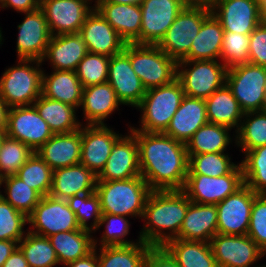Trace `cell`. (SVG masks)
<instances>
[{
    "instance_id": "23",
    "label": "cell",
    "mask_w": 266,
    "mask_h": 267,
    "mask_svg": "<svg viewBox=\"0 0 266 267\" xmlns=\"http://www.w3.org/2000/svg\"><path fill=\"white\" fill-rule=\"evenodd\" d=\"M36 153L53 171L80 164L81 128L69 133L54 134Z\"/></svg>"
},
{
    "instance_id": "18",
    "label": "cell",
    "mask_w": 266,
    "mask_h": 267,
    "mask_svg": "<svg viewBox=\"0 0 266 267\" xmlns=\"http://www.w3.org/2000/svg\"><path fill=\"white\" fill-rule=\"evenodd\" d=\"M122 136L106 125L81 126L80 164L95 175L104 169L114 143Z\"/></svg>"
},
{
    "instance_id": "31",
    "label": "cell",
    "mask_w": 266,
    "mask_h": 267,
    "mask_svg": "<svg viewBox=\"0 0 266 267\" xmlns=\"http://www.w3.org/2000/svg\"><path fill=\"white\" fill-rule=\"evenodd\" d=\"M205 103L208 123L236 128L235 132L238 130L244 112L227 84L214 91Z\"/></svg>"
},
{
    "instance_id": "34",
    "label": "cell",
    "mask_w": 266,
    "mask_h": 267,
    "mask_svg": "<svg viewBox=\"0 0 266 267\" xmlns=\"http://www.w3.org/2000/svg\"><path fill=\"white\" fill-rule=\"evenodd\" d=\"M162 247L180 267H218L210 242L174 238Z\"/></svg>"
},
{
    "instance_id": "16",
    "label": "cell",
    "mask_w": 266,
    "mask_h": 267,
    "mask_svg": "<svg viewBox=\"0 0 266 267\" xmlns=\"http://www.w3.org/2000/svg\"><path fill=\"white\" fill-rule=\"evenodd\" d=\"M210 245L218 267H250L266 255L248 235L216 234Z\"/></svg>"
},
{
    "instance_id": "37",
    "label": "cell",
    "mask_w": 266,
    "mask_h": 267,
    "mask_svg": "<svg viewBox=\"0 0 266 267\" xmlns=\"http://www.w3.org/2000/svg\"><path fill=\"white\" fill-rule=\"evenodd\" d=\"M232 129L219 124L207 123L201 126L186 143L187 154L219 153L226 151L232 138Z\"/></svg>"
},
{
    "instance_id": "42",
    "label": "cell",
    "mask_w": 266,
    "mask_h": 267,
    "mask_svg": "<svg viewBox=\"0 0 266 267\" xmlns=\"http://www.w3.org/2000/svg\"><path fill=\"white\" fill-rule=\"evenodd\" d=\"M15 175L42 197L49 195L52 187L53 170L36 152H33Z\"/></svg>"
},
{
    "instance_id": "5",
    "label": "cell",
    "mask_w": 266,
    "mask_h": 267,
    "mask_svg": "<svg viewBox=\"0 0 266 267\" xmlns=\"http://www.w3.org/2000/svg\"><path fill=\"white\" fill-rule=\"evenodd\" d=\"M16 62L0 78V95L10 108L33 105L41 96L42 62L34 59Z\"/></svg>"
},
{
    "instance_id": "43",
    "label": "cell",
    "mask_w": 266,
    "mask_h": 267,
    "mask_svg": "<svg viewBox=\"0 0 266 267\" xmlns=\"http://www.w3.org/2000/svg\"><path fill=\"white\" fill-rule=\"evenodd\" d=\"M229 156L224 152L188 154V174H202L211 177L229 174L238 165L232 162Z\"/></svg>"
},
{
    "instance_id": "15",
    "label": "cell",
    "mask_w": 266,
    "mask_h": 267,
    "mask_svg": "<svg viewBox=\"0 0 266 267\" xmlns=\"http://www.w3.org/2000/svg\"><path fill=\"white\" fill-rule=\"evenodd\" d=\"M140 44L157 45L186 7L182 0H143Z\"/></svg>"
},
{
    "instance_id": "3",
    "label": "cell",
    "mask_w": 266,
    "mask_h": 267,
    "mask_svg": "<svg viewBox=\"0 0 266 267\" xmlns=\"http://www.w3.org/2000/svg\"><path fill=\"white\" fill-rule=\"evenodd\" d=\"M151 191L141 176L125 180L97 181L95 189L100 200L101 213L139 217L141 220Z\"/></svg>"
},
{
    "instance_id": "21",
    "label": "cell",
    "mask_w": 266,
    "mask_h": 267,
    "mask_svg": "<svg viewBox=\"0 0 266 267\" xmlns=\"http://www.w3.org/2000/svg\"><path fill=\"white\" fill-rule=\"evenodd\" d=\"M141 176L139 166V147L136 137L129 131L113 145L104 169L97 181L125 180Z\"/></svg>"
},
{
    "instance_id": "36",
    "label": "cell",
    "mask_w": 266,
    "mask_h": 267,
    "mask_svg": "<svg viewBox=\"0 0 266 267\" xmlns=\"http://www.w3.org/2000/svg\"><path fill=\"white\" fill-rule=\"evenodd\" d=\"M152 247L142 241L132 245L100 246L97 248L99 267H144Z\"/></svg>"
},
{
    "instance_id": "22",
    "label": "cell",
    "mask_w": 266,
    "mask_h": 267,
    "mask_svg": "<svg viewBox=\"0 0 266 267\" xmlns=\"http://www.w3.org/2000/svg\"><path fill=\"white\" fill-rule=\"evenodd\" d=\"M79 33L86 42L89 53L112 57L121 53L126 45L96 8L88 14Z\"/></svg>"
},
{
    "instance_id": "63",
    "label": "cell",
    "mask_w": 266,
    "mask_h": 267,
    "mask_svg": "<svg viewBox=\"0 0 266 267\" xmlns=\"http://www.w3.org/2000/svg\"><path fill=\"white\" fill-rule=\"evenodd\" d=\"M252 1L256 2L260 7H262L266 3V0H252Z\"/></svg>"
},
{
    "instance_id": "12",
    "label": "cell",
    "mask_w": 266,
    "mask_h": 267,
    "mask_svg": "<svg viewBox=\"0 0 266 267\" xmlns=\"http://www.w3.org/2000/svg\"><path fill=\"white\" fill-rule=\"evenodd\" d=\"M93 0H42L43 10L52 36L79 33L88 14L95 8Z\"/></svg>"
},
{
    "instance_id": "51",
    "label": "cell",
    "mask_w": 266,
    "mask_h": 267,
    "mask_svg": "<svg viewBox=\"0 0 266 267\" xmlns=\"http://www.w3.org/2000/svg\"><path fill=\"white\" fill-rule=\"evenodd\" d=\"M248 63L266 67V26L259 24L250 34Z\"/></svg>"
},
{
    "instance_id": "46",
    "label": "cell",
    "mask_w": 266,
    "mask_h": 267,
    "mask_svg": "<svg viewBox=\"0 0 266 267\" xmlns=\"http://www.w3.org/2000/svg\"><path fill=\"white\" fill-rule=\"evenodd\" d=\"M110 57L103 54L87 53L75 70L83 88L108 82Z\"/></svg>"
},
{
    "instance_id": "17",
    "label": "cell",
    "mask_w": 266,
    "mask_h": 267,
    "mask_svg": "<svg viewBox=\"0 0 266 267\" xmlns=\"http://www.w3.org/2000/svg\"><path fill=\"white\" fill-rule=\"evenodd\" d=\"M108 83L112 86L118 100L123 105L137 107L141 103L146 89L132 69L129 59V43H126L121 53L110 57Z\"/></svg>"
},
{
    "instance_id": "26",
    "label": "cell",
    "mask_w": 266,
    "mask_h": 267,
    "mask_svg": "<svg viewBox=\"0 0 266 267\" xmlns=\"http://www.w3.org/2000/svg\"><path fill=\"white\" fill-rule=\"evenodd\" d=\"M97 175L82 164L58 168L53 171L49 195L67 200L75 195L95 192Z\"/></svg>"
},
{
    "instance_id": "28",
    "label": "cell",
    "mask_w": 266,
    "mask_h": 267,
    "mask_svg": "<svg viewBox=\"0 0 266 267\" xmlns=\"http://www.w3.org/2000/svg\"><path fill=\"white\" fill-rule=\"evenodd\" d=\"M93 5L126 43L140 44L142 13L139 5L112 3Z\"/></svg>"
},
{
    "instance_id": "10",
    "label": "cell",
    "mask_w": 266,
    "mask_h": 267,
    "mask_svg": "<svg viewBox=\"0 0 266 267\" xmlns=\"http://www.w3.org/2000/svg\"><path fill=\"white\" fill-rule=\"evenodd\" d=\"M244 185L241 164L220 177L202 174H187L183 192L191 202L197 204H218Z\"/></svg>"
},
{
    "instance_id": "8",
    "label": "cell",
    "mask_w": 266,
    "mask_h": 267,
    "mask_svg": "<svg viewBox=\"0 0 266 267\" xmlns=\"http://www.w3.org/2000/svg\"><path fill=\"white\" fill-rule=\"evenodd\" d=\"M266 67L245 63L227 70L226 84L241 110L261 111L265 99Z\"/></svg>"
},
{
    "instance_id": "55",
    "label": "cell",
    "mask_w": 266,
    "mask_h": 267,
    "mask_svg": "<svg viewBox=\"0 0 266 267\" xmlns=\"http://www.w3.org/2000/svg\"><path fill=\"white\" fill-rule=\"evenodd\" d=\"M2 267H29L21 249L17 247Z\"/></svg>"
},
{
    "instance_id": "62",
    "label": "cell",
    "mask_w": 266,
    "mask_h": 267,
    "mask_svg": "<svg viewBox=\"0 0 266 267\" xmlns=\"http://www.w3.org/2000/svg\"><path fill=\"white\" fill-rule=\"evenodd\" d=\"M264 86H265V91H266V83ZM261 111L266 113V93H265V99H264V103H263Z\"/></svg>"
},
{
    "instance_id": "50",
    "label": "cell",
    "mask_w": 266,
    "mask_h": 267,
    "mask_svg": "<svg viewBox=\"0 0 266 267\" xmlns=\"http://www.w3.org/2000/svg\"><path fill=\"white\" fill-rule=\"evenodd\" d=\"M247 235L266 254V194L254 197Z\"/></svg>"
},
{
    "instance_id": "14",
    "label": "cell",
    "mask_w": 266,
    "mask_h": 267,
    "mask_svg": "<svg viewBox=\"0 0 266 267\" xmlns=\"http://www.w3.org/2000/svg\"><path fill=\"white\" fill-rule=\"evenodd\" d=\"M6 133L26 144L33 152L54 135L34 105L10 108Z\"/></svg>"
},
{
    "instance_id": "35",
    "label": "cell",
    "mask_w": 266,
    "mask_h": 267,
    "mask_svg": "<svg viewBox=\"0 0 266 267\" xmlns=\"http://www.w3.org/2000/svg\"><path fill=\"white\" fill-rule=\"evenodd\" d=\"M33 105L54 134L73 132L82 126V122L77 120L75 107L42 95Z\"/></svg>"
},
{
    "instance_id": "20",
    "label": "cell",
    "mask_w": 266,
    "mask_h": 267,
    "mask_svg": "<svg viewBox=\"0 0 266 267\" xmlns=\"http://www.w3.org/2000/svg\"><path fill=\"white\" fill-rule=\"evenodd\" d=\"M24 14V20L17 26V57L42 61L52 36L44 12L39 7Z\"/></svg>"
},
{
    "instance_id": "53",
    "label": "cell",
    "mask_w": 266,
    "mask_h": 267,
    "mask_svg": "<svg viewBox=\"0 0 266 267\" xmlns=\"http://www.w3.org/2000/svg\"><path fill=\"white\" fill-rule=\"evenodd\" d=\"M13 8L19 13L31 12L40 7L39 0H0V8Z\"/></svg>"
},
{
    "instance_id": "47",
    "label": "cell",
    "mask_w": 266,
    "mask_h": 267,
    "mask_svg": "<svg viewBox=\"0 0 266 267\" xmlns=\"http://www.w3.org/2000/svg\"><path fill=\"white\" fill-rule=\"evenodd\" d=\"M32 154L26 144L6 136L0 151V174L3 177L15 175Z\"/></svg>"
},
{
    "instance_id": "4",
    "label": "cell",
    "mask_w": 266,
    "mask_h": 267,
    "mask_svg": "<svg viewBox=\"0 0 266 267\" xmlns=\"http://www.w3.org/2000/svg\"><path fill=\"white\" fill-rule=\"evenodd\" d=\"M184 96L185 93L177 79L170 84L146 90L141 103L136 107L142 113L139 125L141 127L130 126L129 130L164 133Z\"/></svg>"
},
{
    "instance_id": "29",
    "label": "cell",
    "mask_w": 266,
    "mask_h": 267,
    "mask_svg": "<svg viewBox=\"0 0 266 267\" xmlns=\"http://www.w3.org/2000/svg\"><path fill=\"white\" fill-rule=\"evenodd\" d=\"M217 223V207L215 204L191 202L176 238L187 241L210 242L217 234Z\"/></svg>"
},
{
    "instance_id": "45",
    "label": "cell",
    "mask_w": 266,
    "mask_h": 267,
    "mask_svg": "<svg viewBox=\"0 0 266 267\" xmlns=\"http://www.w3.org/2000/svg\"><path fill=\"white\" fill-rule=\"evenodd\" d=\"M126 216L113 215L109 213H102L101 219L99 221L98 229L101 226H105V231L101 236L100 243H97L96 237H94V247L98 245L103 246H116V245H132L141 242L139 238L135 241L126 240V236L130 233V222L127 220ZM98 244V245H97Z\"/></svg>"
},
{
    "instance_id": "32",
    "label": "cell",
    "mask_w": 266,
    "mask_h": 267,
    "mask_svg": "<svg viewBox=\"0 0 266 267\" xmlns=\"http://www.w3.org/2000/svg\"><path fill=\"white\" fill-rule=\"evenodd\" d=\"M224 30L211 13L202 23L192 41L189 53L182 60H218L223 45Z\"/></svg>"
},
{
    "instance_id": "56",
    "label": "cell",
    "mask_w": 266,
    "mask_h": 267,
    "mask_svg": "<svg viewBox=\"0 0 266 267\" xmlns=\"http://www.w3.org/2000/svg\"><path fill=\"white\" fill-rule=\"evenodd\" d=\"M18 247L17 241L0 240V267Z\"/></svg>"
},
{
    "instance_id": "11",
    "label": "cell",
    "mask_w": 266,
    "mask_h": 267,
    "mask_svg": "<svg viewBox=\"0 0 266 267\" xmlns=\"http://www.w3.org/2000/svg\"><path fill=\"white\" fill-rule=\"evenodd\" d=\"M28 224L32 227L29 232L43 237L80 229L75 213L67 201L50 195L41 198L28 216Z\"/></svg>"
},
{
    "instance_id": "7",
    "label": "cell",
    "mask_w": 266,
    "mask_h": 267,
    "mask_svg": "<svg viewBox=\"0 0 266 267\" xmlns=\"http://www.w3.org/2000/svg\"><path fill=\"white\" fill-rule=\"evenodd\" d=\"M227 70L219 60H180L176 79L185 95L205 100L226 84Z\"/></svg>"
},
{
    "instance_id": "27",
    "label": "cell",
    "mask_w": 266,
    "mask_h": 267,
    "mask_svg": "<svg viewBox=\"0 0 266 267\" xmlns=\"http://www.w3.org/2000/svg\"><path fill=\"white\" fill-rule=\"evenodd\" d=\"M122 103L108 83L90 85L83 88L81 109L86 119L85 125H106L104 122Z\"/></svg>"
},
{
    "instance_id": "57",
    "label": "cell",
    "mask_w": 266,
    "mask_h": 267,
    "mask_svg": "<svg viewBox=\"0 0 266 267\" xmlns=\"http://www.w3.org/2000/svg\"><path fill=\"white\" fill-rule=\"evenodd\" d=\"M186 7H201L212 10L216 0H182Z\"/></svg>"
},
{
    "instance_id": "60",
    "label": "cell",
    "mask_w": 266,
    "mask_h": 267,
    "mask_svg": "<svg viewBox=\"0 0 266 267\" xmlns=\"http://www.w3.org/2000/svg\"><path fill=\"white\" fill-rule=\"evenodd\" d=\"M6 136H7L6 130L0 129V151H1L2 143Z\"/></svg>"
},
{
    "instance_id": "64",
    "label": "cell",
    "mask_w": 266,
    "mask_h": 267,
    "mask_svg": "<svg viewBox=\"0 0 266 267\" xmlns=\"http://www.w3.org/2000/svg\"><path fill=\"white\" fill-rule=\"evenodd\" d=\"M2 181H3V176L0 174V188H1V186H2ZM1 190V189H0ZM1 194H2V191L0 192V196H1Z\"/></svg>"
},
{
    "instance_id": "6",
    "label": "cell",
    "mask_w": 266,
    "mask_h": 267,
    "mask_svg": "<svg viewBox=\"0 0 266 267\" xmlns=\"http://www.w3.org/2000/svg\"><path fill=\"white\" fill-rule=\"evenodd\" d=\"M129 59L146 90L170 84L177 78V61L157 45L129 43Z\"/></svg>"
},
{
    "instance_id": "33",
    "label": "cell",
    "mask_w": 266,
    "mask_h": 267,
    "mask_svg": "<svg viewBox=\"0 0 266 267\" xmlns=\"http://www.w3.org/2000/svg\"><path fill=\"white\" fill-rule=\"evenodd\" d=\"M93 232L78 229L68 232H58L48 237L55 249L58 261L63 266L87 256L94 250Z\"/></svg>"
},
{
    "instance_id": "9",
    "label": "cell",
    "mask_w": 266,
    "mask_h": 267,
    "mask_svg": "<svg viewBox=\"0 0 266 267\" xmlns=\"http://www.w3.org/2000/svg\"><path fill=\"white\" fill-rule=\"evenodd\" d=\"M211 13L206 8L185 7L157 46L176 61L182 60L189 53L203 21Z\"/></svg>"
},
{
    "instance_id": "41",
    "label": "cell",
    "mask_w": 266,
    "mask_h": 267,
    "mask_svg": "<svg viewBox=\"0 0 266 267\" xmlns=\"http://www.w3.org/2000/svg\"><path fill=\"white\" fill-rule=\"evenodd\" d=\"M241 164L244 184L256 194H266V145L244 153Z\"/></svg>"
},
{
    "instance_id": "30",
    "label": "cell",
    "mask_w": 266,
    "mask_h": 267,
    "mask_svg": "<svg viewBox=\"0 0 266 267\" xmlns=\"http://www.w3.org/2000/svg\"><path fill=\"white\" fill-rule=\"evenodd\" d=\"M42 72L41 95L79 108L83 86L75 71L53 70L50 75Z\"/></svg>"
},
{
    "instance_id": "48",
    "label": "cell",
    "mask_w": 266,
    "mask_h": 267,
    "mask_svg": "<svg viewBox=\"0 0 266 267\" xmlns=\"http://www.w3.org/2000/svg\"><path fill=\"white\" fill-rule=\"evenodd\" d=\"M28 217L0 196V240L19 241L26 235Z\"/></svg>"
},
{
    "instance_id": "54",
    "label": "cell",
    "mask_w": 266,
    "mask_h": 267,
    "mask_svg": "<svg viewBox=\"0 0 266 267\" xmlns=\"http://www.w3.org/2000/svg\"><path fill=\"white\" fill-rule=\"evenodd\" d=\"M67 267H99L97 247L87 256L77 259L66 265Z\"/></svg>"
},
{
    "instance_id": "59",
    "label": "cell",
    "mask_w": 266,
    "mask_h": 267,
    "mask_svg": "<svg viewBox=\"0 0 266 267\" xmlns=\"http://www.w3.org/2000/svg\"><path fill=\"white\" fill-rule=\"evenodd\" d=\"M95 3H112V4H127V5H141L143 0H95Z\"/></svg>"
},
{
    "instance_id": "65",
    "label": "cell",
    "mask_w": 266,
    "mask_h": 267,
    "mask_svg": "<svg viewBox=\"0 0 266 267\" xmlns=\"http://www.w3.org/2000/svg\"><path fill=\"white\" fill-rule=\"evenodd\" d=\"M1 31H2V30H1V27H0V44H3V43H2V40H4V39H3V36H2V32H1Z\"/></svg>"
},
{
    "instance_id": "1",
    "label": "cell",
    "mask_w": 266,
    "mask_h": 267,
    "mask_svg": "<svg viewBox=\"0 0 266 267\" xmlns=\"http://www.w3.org/2000/svg\"><path fill=\"white\" fill-rule=\"evenodd\" d=\"M139 147L141 177L152 191L183 190L189 157L186 144L164 133L130 130Z\"/></svg>"
},
{
    "instance_id": "25",
    "label": "cell",
    "mask_w": 266,
    "mask_h": 267,
    "mask_svg": "<svg viewBox=\"0 0 266 267\" xmlns=\"http://www.w3.org/2000/svg\"><path fill=\"white\" fill-rule=\"evenodd\" d=\"M207 123L205 100L185 95L164 134L186 144Z\"/></svg>"
},
{
    "instance_id": "58",
    "label": "cell",
    "mask_w": 266,
    "mask_h": 267,
    "mask_svg": "<svg viewBox=\"0 0 266 267\" xmlns=\"http://www.w3.org/2000/svg\"><path fill=\"white\" fill-rule=\"evenodd\" d=\"M9 110L10 107L5 103L0 95V129L7 130Z\"/></svg>"
},
{
    "instance_id": "40",
    "label": "cell",
    "mask_w": 266,
    "mask_h": 267,
    "mask_svg": "<svg viewBox=\"0 0 266 267\" xmlns=\"http://www.w3.org/2000/svg\"><path fill=\"white\" fill-rule=\"evenodd\" d=\"M4 194H1L16 210L24 213L27 217L33 212L42 196L16 175L3 177Z\"/></svg>"
},
{
    "instance_id": "24",
    "label": "cell",
    "mask_w": 266,
    "mask_h": 267,
    "mask_svg": "<svg viewBox=\"0 0 266 267\" xmlns=\"http://www.w3.org/2000/svg\"><path fill=\"white\" fill-rule=\"evenodd\" d=\"M87 53L86 42L80 33L61 34L51 36L41 62L50 60L54 70L75 71Z\"/></svg>"
},
{
    "instance_id": "61",
    "label": "cell",
    "mask_w": 266,
    "mask_h": 267,
    "mask_svg": "<svg viewBox=\"0 0 266 267\" xmlns=\"http://www.w3.org/2000/svg\"><path fill=\"white\" fill-rule=\"evenodd\" d=\"M261 9H262V24L266 26V5H263Z\"/></svg>"
},
{
    "instance_id": "44",
    "label": "cell",
    "mask_w": 266,
    "mask_h": 267,
    "mask_svg": "<svg viewBox=\"0 0 266 267\" xmlns=\"http://www.w3.org/2000/svg\"><path fill=\"white\" fill-rule=\"evenodd\" d=\"M66 201L75 213L80 228L95 233L102 216L100 200L96 192L75 195ZM90 219H92L91 224L88 223Z\"/></svg>"
},
{
    "instance_id": "38",
    "label": "cell",
    "mask_w": 266,
    "mask_h": 267,
    "mask_svg": "<svg viewBox=\"0 0 266 267\" xmlns=\"http://www.w3.org/2000/svg\"><path fill=\"white\" fill-rule=\"evenodd\" d=\"M235 144L242 153L266 145V113L263 111L246 112L235 132Z\"/></svg>"
},
{
    "instance_id": "39",
    "label": "cell",
    "mask_w": 266,
    "mask_h": 267,
    "mask_svg": "<svg viewBox=\"0 0 266 267\" xmlns=\"http://www.w3.org/2000/svg\"><path fill=\"white\" fill-rule=\"evenodd\" d=\"M26 231L27 234L19 241L18 247L29 267H54L60 264L48 237Z\"/></svg>"
},
{
    "instance_id": "2",
    "label": "cell",
    "mask_w": 266,
    "mask_h": 267,
    "mask_svg": "<svg viewBox=\"0 0 266 267\" xmlns=\"http://www.w3.org/2000/svg\"><path fill=\"white\" fill-rule=\"evenodd\" d=\"M190 203L182 190L151 191L142 217L145 224L138 238L151 246H163L176 238Z\"/></svg>"
},
{
    "instance_id": "52",
    "label": "cell",
    "mask_w": 266,
    "mask_h": 267,
    "mask_svg": "<svg viewBox=\"0 0 266 267\" xmlns=\"http://www.w3.org/2000/svg\"><path fill=\"white\" fill-rule=\"evenodd\" d=\"M144 267H180L162 246H153L147 253Z\"/></svg>"
},
{
    "instance_id": "19",
    "label": "cell",
    "mask_w": 266,
    "mask_h": 267,
    "mask_svg": "<svg viewBox=\"0 0 266 267\" xmlns=\"http://www.w3.org/2000/svg\"><path fill=\"white\" fill-rule=\"evenodd\" d=\"M211 12L232 33L250 35L262 23V9L252 0H216Z\"/></svg>"
},
{
    "instance_id": "13",
    "label": "cell",
    "mask_w": 266,
    "mask_h": 267,
    "mask_svg": "<svg viewBox=\"0 0 266 267\" xmlns=\"http://www.w3.org/2000/svg\"><path fill=\"white\" fill-rule=\"evenodd\" d=\"M256 195L253 190L244 184L235 193L216 204L217 234L247 235Z\"/></svg>"
},
{
    "instance_id": "49",
    "label": "cell",
    "mask_w": 266,
    "mask_h": 267,
    "mask_svg": "<svg viewBox=\"0 0 266 267\" xmlns=\"http://www.w3.org/2000/svg\"><path fill=\"white\" fill-rule=\"evenodd\" d=\"M250 35L224 31L220 60L229 69L249 61Z\"/></svg>"
}]
</instances>
